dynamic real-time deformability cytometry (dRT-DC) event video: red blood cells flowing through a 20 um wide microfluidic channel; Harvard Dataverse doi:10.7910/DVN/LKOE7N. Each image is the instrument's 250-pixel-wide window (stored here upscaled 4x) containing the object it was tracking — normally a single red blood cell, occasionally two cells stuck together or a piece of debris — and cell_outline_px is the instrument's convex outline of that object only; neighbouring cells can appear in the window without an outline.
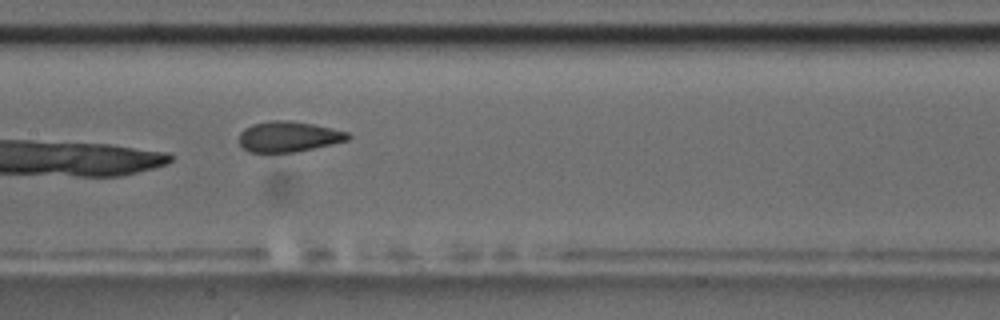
{"species": "common noctule bat (a hibernating species)", "species_latin": "Nyctalus noctula", "temperature_condition": "room temperature", "stored_images_in_passage": 10, "camera_frame_rate_fps": 3000, "um_per_image_px": 0.085, "animal": {"sex": "male", "body_mass_g": 17.5, "forearm_length_mm": 52.3}, "frame": {"image": 1, "passage_image": 9, "time_ms": 9.333, "image_size_px": [1000, 320], "cell_outline_px": [[352, 136], [348, 140], [332, 144], [296, 152], [248, 152], [240, 144], [240, 132], [244, 128], [252, 124], [272, 120], [288, 120], [312, 124], [332, 128], [348, 132]], "centroid_in_image_um": [24.53, 11.61], "position_along_channel_um": 182.9, "area_um2": 19.36}}